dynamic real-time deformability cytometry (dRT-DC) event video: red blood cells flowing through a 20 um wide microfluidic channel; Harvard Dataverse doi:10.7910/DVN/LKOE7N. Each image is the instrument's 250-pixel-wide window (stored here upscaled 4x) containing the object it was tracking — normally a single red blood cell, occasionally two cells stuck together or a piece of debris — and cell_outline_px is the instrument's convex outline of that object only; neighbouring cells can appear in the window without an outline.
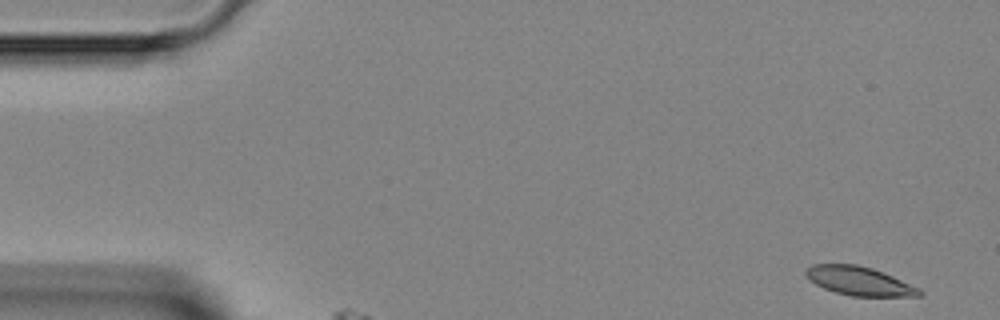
{"species": "Egyptian fruit bat (a non-hibernating species)", "species_latin": "Rousettus aegyptiacus", "temperature_condition": "room temperature", "stored_images_in_passage": 10, "camera_frame_rate_fps": 3000, "um_per_image_px": 0.085, "animal": {"sex": "female"}, "frame": {"image": 1, "passage_image": 1, "time_ms": 0.0, "image_size_px": [1000, 320], "cell_outline_px": [[924, 292], [920, 296], [852, 296], [836, 292], [824, 288], [816, 284], [804, 272], [812, 264], [856, 264], [872, 268], [884, 272], [920, 288]], "centroid_in_image_um": [73.09, 23.88], "position_along_channel_um": 11.9, "area_um2": 18.9}}